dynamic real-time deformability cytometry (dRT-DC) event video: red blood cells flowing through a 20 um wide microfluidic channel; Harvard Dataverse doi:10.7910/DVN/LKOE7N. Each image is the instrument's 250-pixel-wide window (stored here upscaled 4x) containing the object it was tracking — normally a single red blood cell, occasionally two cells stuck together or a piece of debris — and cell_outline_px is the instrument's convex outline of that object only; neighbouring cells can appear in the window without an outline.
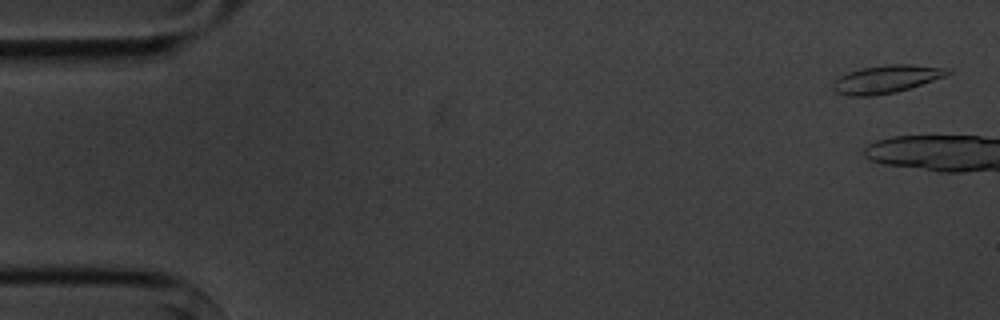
{"species": "common noctule bat (a hibernating species)", "species_latin": "Nyctalus noctula", "temperature_condition": "cold", "stored_images_in_passage": 3, "camera_frame_rate_fps": 3000, "um_per_image_px": 0.085, "animal": {"sex": "male", "body_mass_g": 20.1, "forearm_length_mm": 53.5}, "frame": {"image": 1, "passage_image": 1, "time_ms": 0.0, "image_size_px": [1000, 320], "cell_outline_px": [[952, 72], [944, 76], [896, 92], [872, 96], [848, 96], [832, 92], [832, 84], [840, 76], [848, 72], [860, 68], [888, 64], [912, 64], [952, 68]], "centroid_in_image_um": [75.3, 6.72], "position_along_channel_um": 9.7, "area_um2": 18.73}}